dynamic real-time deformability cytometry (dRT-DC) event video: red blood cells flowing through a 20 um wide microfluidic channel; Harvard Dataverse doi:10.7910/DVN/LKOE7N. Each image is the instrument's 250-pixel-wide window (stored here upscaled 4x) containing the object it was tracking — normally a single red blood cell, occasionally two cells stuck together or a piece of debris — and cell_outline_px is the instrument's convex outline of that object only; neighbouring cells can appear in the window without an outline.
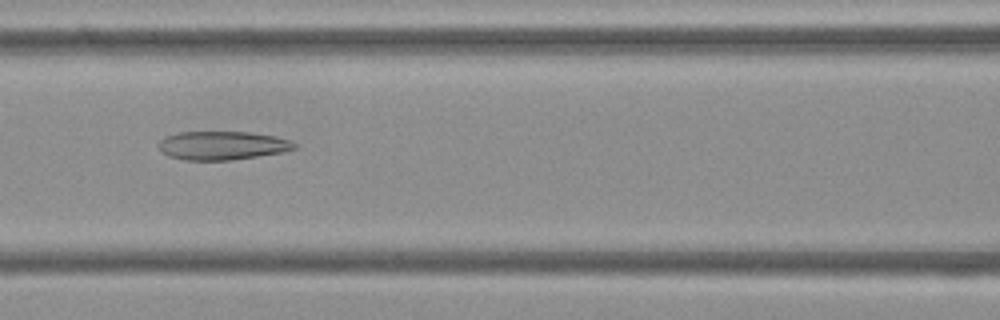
{"species": "Egyptian fruit bat (a non-hibernating species)", "species_latin": "Rousettus aegyptiacus", "temperature_condition": "cold", "stored_images_in_passage": 53, "camera_frame_rate_fps": 3000, "um_per_image_px": 0.085, "frame": {"image": 1, "passage_image": 23, "time_ms": 7.333, "image_size_px": [1000, 320], "cell_outline_px": [[296, 148], [284, 152], [232, 160], [184, 160], [168, 156], [160, 152], [156, 144], [164, 136], [180, 132], [248, 132], [272, 136], [288, 140], [296, 144]], "centroid_in_image_um": [18.82, 12.37], "position_along_channel_um": 147.8, "area_um2": 22.72}}
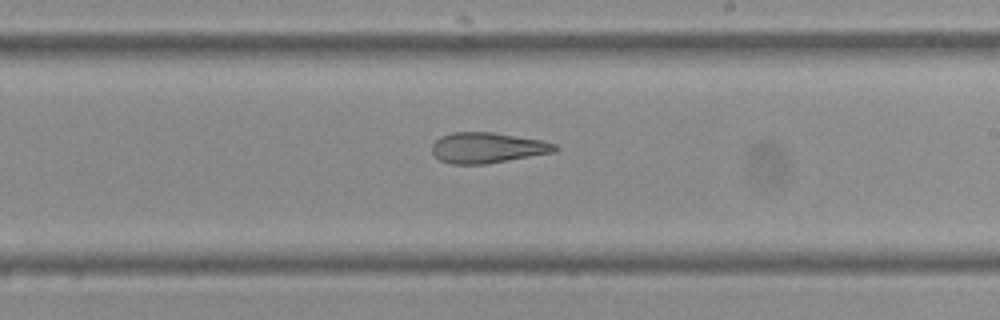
{"frame": {"image": 2, "passage_image": 31, "time_ms": 10.0, "image_size_px": [1000, 320], "cell_outline_px": [[560, 148], [556, 152], [484, 164], [452, 164], [440, 160], [432, 152], [432, 144], [440, 136], [452, 132], [492, 132], [540, 140], [556, 144]], "centroid_in_image_um": [41.43, 12.56], "position_along_channel_um": 247.6, "area_um2": 21.85}}
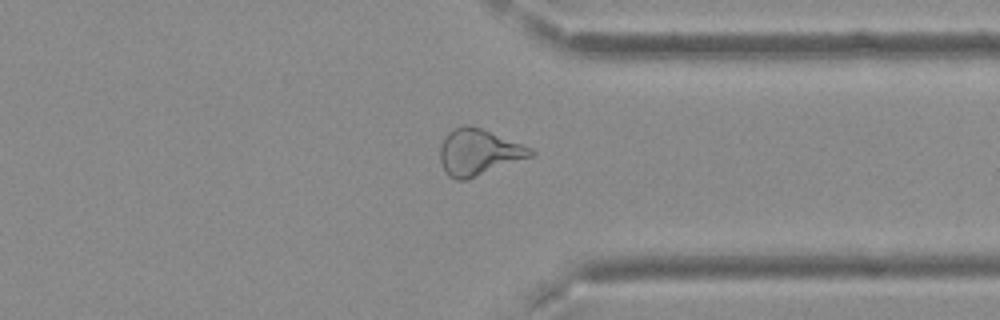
{"frame": {"image": 3, "passage_image": 41, "time_ms": 13.333, "image_size_px": [1000, 320], "cell_outline_px": [[536, 152], [532, 156], [468, 180], [456, 180], [448, 176], [440, 160], [440, 144], [444, 136], [448, 132], [460, 124], [468, 124], [480, 128], [532, 148]], "centroid_in_image_um": [40.65, 12.94], "position_along_channel_um": 370.7, "area_um2": 24.45}, "authors_computed_cell_mechanics": {"area_um2": 26.2412, "velocity_mm_per_s": 3.7519, "shape_relaxation_time_tau1_ms": null, "shape_relaxation_time_tau2_ms": 5.0789, "deformation_change_tau1": null, "deformation_change_tau2": 0.1636}}